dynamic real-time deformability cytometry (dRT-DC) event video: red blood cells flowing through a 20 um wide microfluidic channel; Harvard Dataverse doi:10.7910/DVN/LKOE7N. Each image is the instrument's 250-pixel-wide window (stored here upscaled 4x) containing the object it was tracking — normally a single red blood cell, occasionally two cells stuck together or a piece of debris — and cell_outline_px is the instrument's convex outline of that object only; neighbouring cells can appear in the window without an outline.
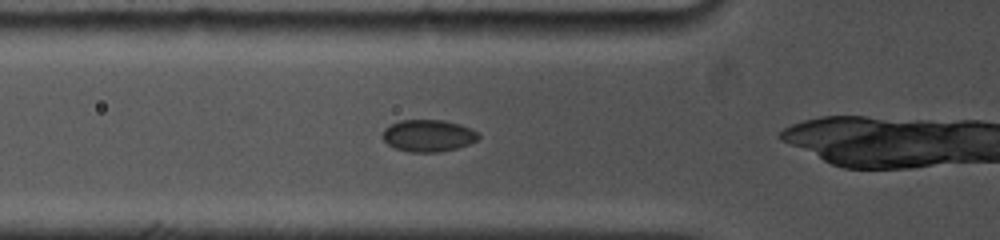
{"species": "common noctule bat (a hibernating species)", "species_latin": "Nyctalus noctula", "temperature_condition": "cold", "stored_images_in_passage": 5, "camera_frame_rate_fps": 5000, "um_per_image_px": 0.085, "animal": {"sex": "female", "body_mass_g": 19.0, "forearm_length_mm": 53.3}, "frame": {"image": 1, "passage_image": 3, "time_ms": 1.4, "image_size_px": [1000, 240], "cell_outline_px": [[480, 136], [476, 140], [468, 144], [456, 148], [440, 152], [412, 152], [396, 148], [388, 144], [380, 136], [384, 128], [400, 120], [444, 120], [460, 124], [472, 128]], "centroid_in_image_um": [36.38, 11.52], "position_along_channel_um": 89.4, "area_um2": 17.86}}
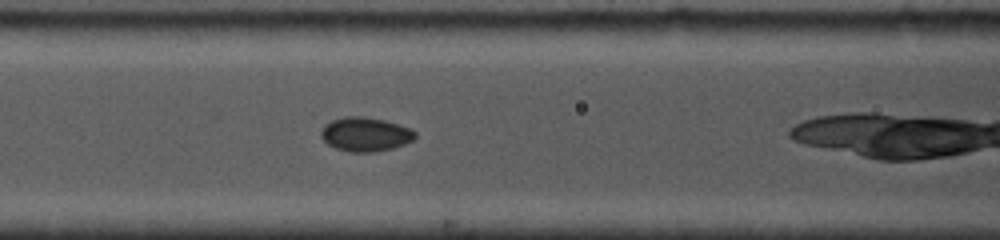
{"frame": {"image": 2, "passage_image": 5, "time_ms": 2.6, "image_size_px": [1000, 240], "cell_outline_px": [[416, 136], [412, 140], [404, 144], [392, 148], [372, 152], [348, 152], [336, 148], [328, 144], [320, 136], [320, 132], [324, 124], [332, 120], [344, 116], [360, 116], [384, 120], [412, 128], [416, 132]], "centroid_in_image_um": [31.04, 11.41], "position_along_channel_um": 135.6, "area_um2": 18.73}}